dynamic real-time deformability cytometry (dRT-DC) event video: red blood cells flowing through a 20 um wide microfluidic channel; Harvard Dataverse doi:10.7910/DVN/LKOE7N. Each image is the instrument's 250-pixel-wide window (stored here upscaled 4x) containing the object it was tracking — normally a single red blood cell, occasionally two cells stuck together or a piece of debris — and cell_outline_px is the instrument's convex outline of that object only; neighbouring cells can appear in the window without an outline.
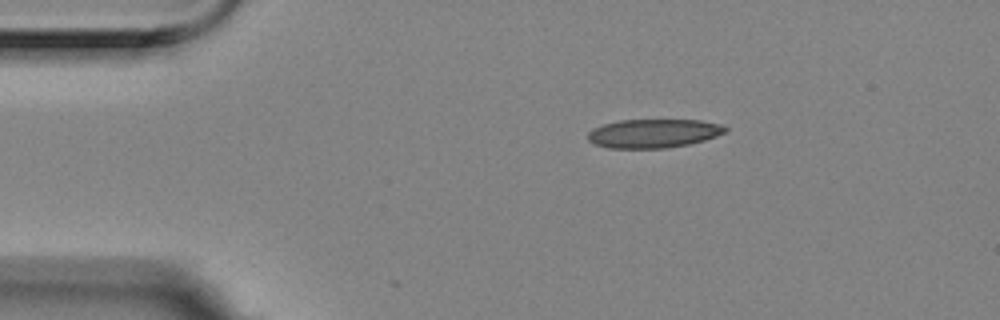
{"species": "Egyptian fruit bat (a non-hibernating species)", "species_latin": "Rousettus aegyptiacus", "temperature_condition": "room temperature", "stored_images_in_passage": 4, "camera_frame_rate_fps": 3000, "um_per_image_px": 0.085, "animal": {"sex": "female"}, "frame": {"image": 1, "passage_image": 1, "time_ms": 0.0, "image_size_px": [1000, 320], "cell_outline_px": [[728, 128], [724, 132], [716, 136], [704, 140], [688, 144], [664, 148], [608, 148], [596, 144], [588, 140], [588, 132], [592, 128], [604, 124], [620, 120], [700, 120], [720, 124]], "centroid_in_image_um": [55.52, 11.33], "position_along_channel_um": 29.5, "area_um2": 22.89}}
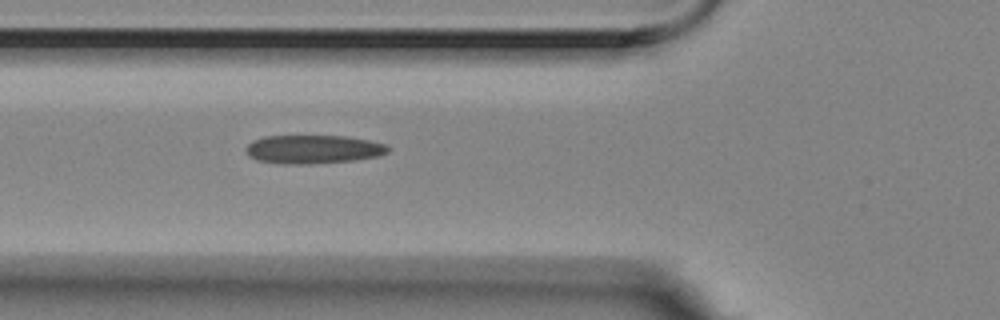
{"frame": {"image": 2, "passage_image": 4, "time_ms": 1.0, "image_size_px": [1000, 320], "cell_outline_px": [[388, 152], [380, 156], [352, 160], [308, 164], [280, 164], [256, 160], [248, 156], [244, 148], [252, 140], [264, 136], [348, 136], [388, 144]], "centroid_in_image_um": [26.59, 12.69], "position_along_channel_um": 99.2, "area_um2": 23.87}}